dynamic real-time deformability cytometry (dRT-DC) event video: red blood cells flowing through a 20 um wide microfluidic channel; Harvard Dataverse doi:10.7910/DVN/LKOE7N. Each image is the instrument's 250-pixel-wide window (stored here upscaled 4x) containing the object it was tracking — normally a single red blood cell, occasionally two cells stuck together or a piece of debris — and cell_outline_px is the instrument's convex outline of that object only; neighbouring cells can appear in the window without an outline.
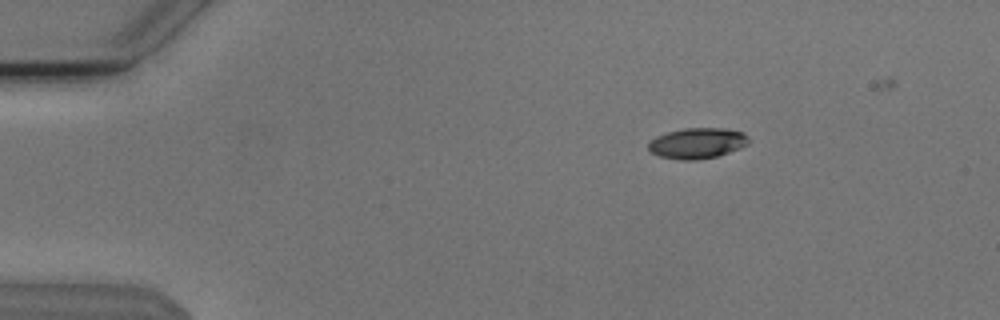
{"species": "Egyptian fruit bat (a non-hibernating species)", "species_latin": "Rousettus aegyptiacus", "temperature_condition": "cold", "stored_images_in_passage": 3, "camera_frame_rate_fps": 3000, "um_per_image_px": 0.085, "animal": {"sex": "male"}, "frame": {"image": 1, "passage_image": 1, "time_ms": 0.0, "image_size_px": [1000, 320], "cell_outline_px": [[748, 144], [740, 148], [716, 156], [696, 160], [680, 160], [660, 156], [652, 152], [648, 148], [648, 140], [656, 136], [668, 132], [684, 128], [724, 128], [744, 132], [748, 136]], "centroid_in_image_um": [59.26, 12.16], "position_along_channel_um": 25.7, "area_um2": 17.92}}